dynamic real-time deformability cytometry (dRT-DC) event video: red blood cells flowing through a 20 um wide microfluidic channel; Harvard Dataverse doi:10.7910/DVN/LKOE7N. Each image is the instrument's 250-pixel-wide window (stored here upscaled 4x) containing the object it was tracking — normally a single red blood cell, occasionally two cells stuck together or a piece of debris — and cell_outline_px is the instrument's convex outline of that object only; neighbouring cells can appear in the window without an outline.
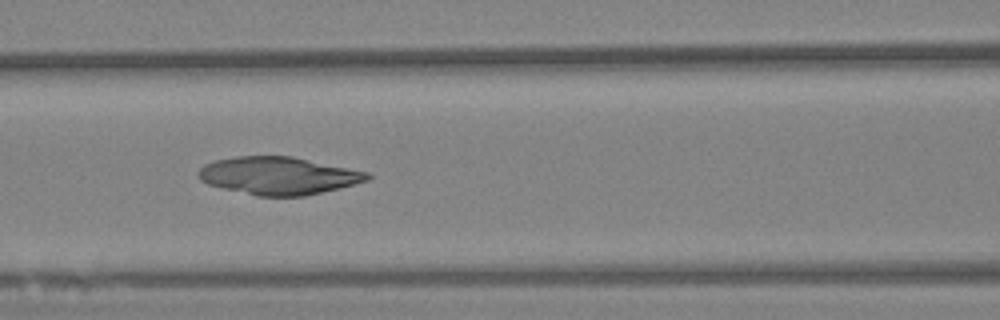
{"species": "Egyptian fruit bat (a non-hibernating species)", "species_latin": "Rousettus aegyptiacus", "temperature_condition": "warm", "stored_images_in_passage": 51, "camera_frame_rate_fps": 3000, "um_per_image_px": 0.085, "animal": {"sex": "female"}, "frame": {"image": 1, "passage_image": 15, "time_ms": 4.667, "image_size_px": [1000, 320], "cell_outline_px": [[372, 176], [368, 180], [304, 196], [256, 196], [208, 184], [200, 180], [196, 172], [204, 164], [216, 160], [236, 156], [292, 156], [368, 172]], "centroid_in_image_um": [23.62, 14.92], "position_along_channel_um": 143.0, "area_um2": 36.76}}
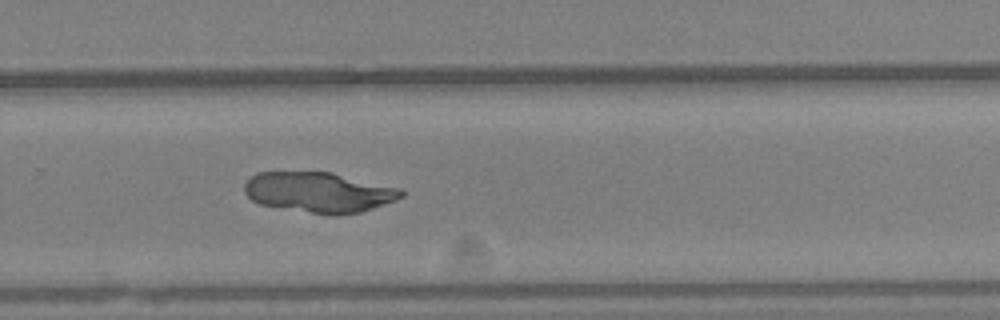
{"frame": {"image": 2, "passage_image": 30, "time_ms": 9.667, "image_size_px": [1000, 320], "cell_outline_px": [[404, 196], [396, 200], [360, 212], [336, 216], [260, 204], [252, 200], [244, 192], [244, 184], [256, 172], [332, 172], [400, 188], [404, 192]], "centroid_in_image_um": [27.13, 16.34], "position_along_channel_um": 302.7, "area_um2": 36.65}}
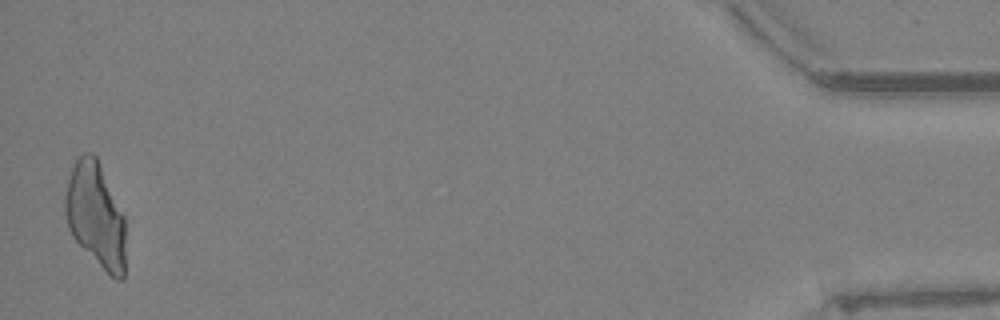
{"frame": {"image": 3, "passage_image": 50, "time_ms": 16.333, "image_size_px": [1000, 320], "cell_outline_px": [[124, 280], [116, 280], [72, 236], [68, 228], [64, 212], [64, 196], [72, 164], [84, 152], [92, 152], [96, 156], [124, 212]], "centroid_in_image_um": [8.12, 18.22], "position_along_channel_um": 427.1, "area_um2": 36.7}}